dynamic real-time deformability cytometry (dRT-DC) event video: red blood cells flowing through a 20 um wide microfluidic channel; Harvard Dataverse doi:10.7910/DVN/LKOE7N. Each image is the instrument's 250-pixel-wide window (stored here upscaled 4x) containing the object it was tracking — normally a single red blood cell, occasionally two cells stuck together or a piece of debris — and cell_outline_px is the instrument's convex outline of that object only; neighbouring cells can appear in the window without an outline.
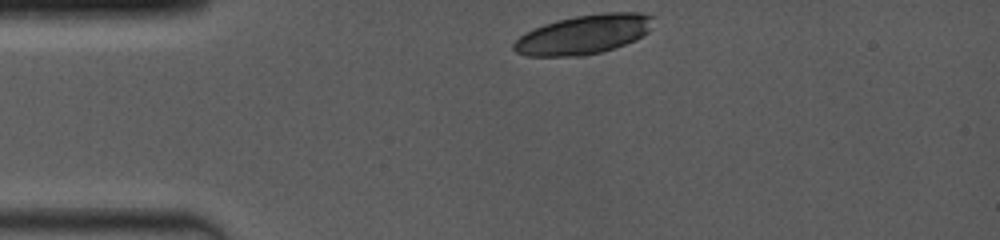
{"species": "common noctule bat (a hibernating species)", "species_latin": "Nyctalus noctula", "temperature_condition": "room temperature", "stored_images_in_passage": 3, "camera_frame_rate_fps": 4000, "um_per_image_px": 0.085, "animal": {"sex": "female", "body_mass_g": 19.0, "forearm_length_mm": 53.3}, "frame": {"image": 1, "passage_image": 1, "time_ms": 0.0, "image_size_px": [1000, 240], "cell_outline_px": [[656, 16], [652, 28], [648, 32], [636, 40], [600, 52], [580, 56], [528, 56], [516, 52], [512, 48], [512, 44], [520, 36], [544, 24], [556, 20], [576, 16], [604, 12], [640, 12]], "centroid_in_image_um": [49.67, 2.91], "position_along_channel_um": 35.3, "area_um2": 31.96}}